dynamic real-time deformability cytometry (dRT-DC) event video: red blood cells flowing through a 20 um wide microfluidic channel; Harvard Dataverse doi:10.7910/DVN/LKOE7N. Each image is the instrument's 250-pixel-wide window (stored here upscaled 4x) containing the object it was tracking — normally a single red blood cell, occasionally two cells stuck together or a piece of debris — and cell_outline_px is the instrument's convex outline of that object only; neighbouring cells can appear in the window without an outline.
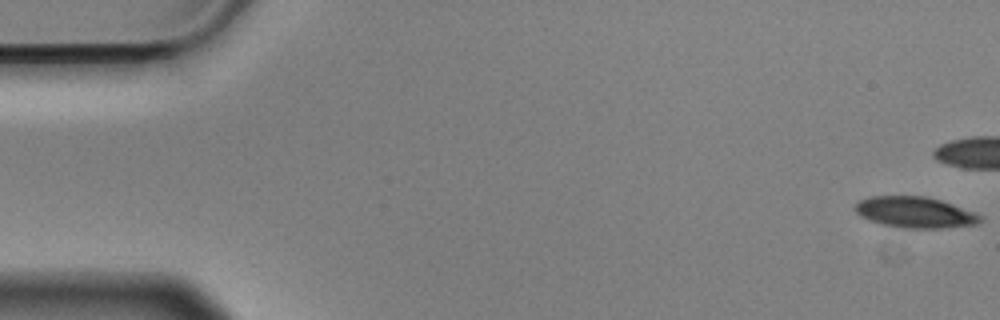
{"species": "Egyptian fruit bat (a non-hibernating species)", "species_latin": "Rousettus aegyptiacus", "temperature_condition": "cold", "stored_images_in_passage": 44, "camera_frame_rate_fps": 3000, "um_per_image_px": 0.085, "animal": {"sex": "male"}, "frame": {"image": 1, "passage_image": 1, "time_ms": 0.0, "image_size_px": [1000, 320], "cell_outline_px": [[984, 220], [976, 224], [940, 228], [904, 228], [880, 224], [868, 220], [860, 216], [852, 208], [860, 200], [872, 196], [924, 196], [940, 200], [976, 212], [984, 216]], "centroid_in_image_um": [77.78, 18.05], "position_along_channel_um": 7.2, "area_um2": 22.77}}
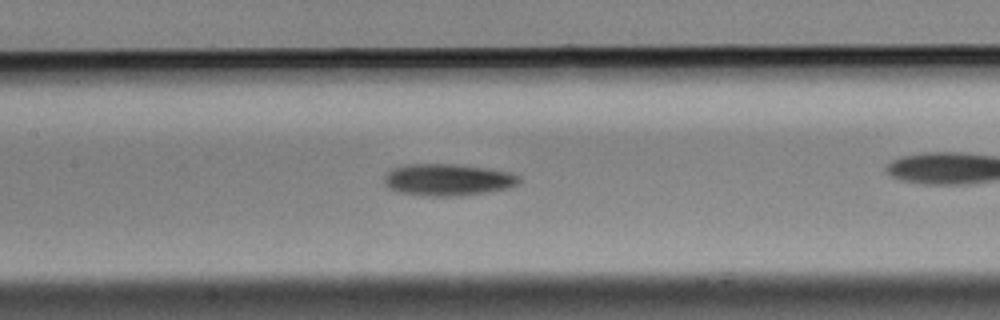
{"frame": {"image": 2, "passage_image": 26, "time_ms": 8.333, "image_size_px": [1000, 320], "cell_outline_px": [[520, 180], [516, 184], [508, 188], [460, 196], [428, 196], [400, 192], [392, 188], [384, 180], [384, 176], [392, 168], [408, 164], [456, 164], [488, 168], [512, 172], [520, 176]], "centroid_in_image_um": [38.1, 15.26], "position_along_channel_um": 169.3, "area_um2": 24.85}}
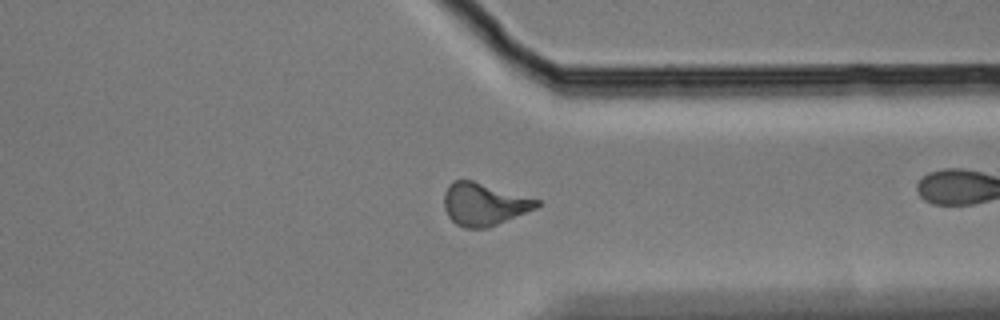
{"frame": {"image": 3, "passage_image": 43, "time_ms": 14.0, "image_size_px": [1000, 320], "cell_outline_px": [[540, 204], [536, 208], [488, 228], [464, 228], [456, 224], [448, 216], [444, 208], [444, 192], [448, 184], [452, 180], [472, 180], [540, 200]], "centroid_in_image_um": [41.1, 17.35], "position_along_channel_um": 370.3, "area_um2": 22.95}}